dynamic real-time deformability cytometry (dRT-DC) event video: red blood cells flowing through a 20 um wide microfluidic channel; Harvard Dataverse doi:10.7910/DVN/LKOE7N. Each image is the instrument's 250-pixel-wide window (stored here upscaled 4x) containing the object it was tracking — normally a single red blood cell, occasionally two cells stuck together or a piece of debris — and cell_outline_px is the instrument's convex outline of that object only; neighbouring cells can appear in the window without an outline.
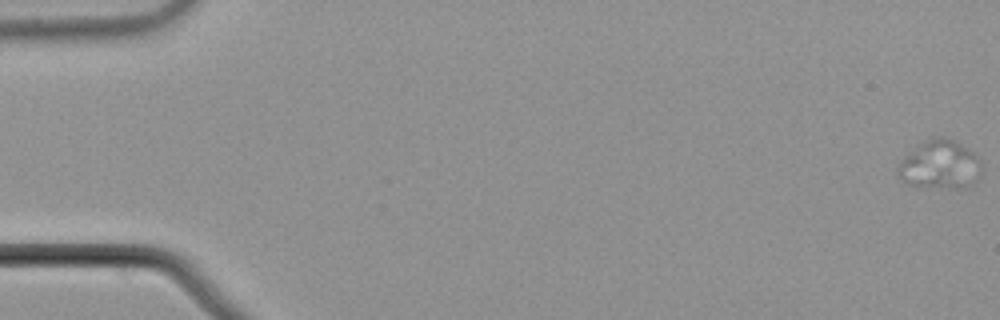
{"species": "common noctule bat (a hibernating species)", "species_latin": "Nyctalus noctula", "temperature_condition": "cold", "stored_images_in_passage": 44, "camera_frame_rate_fps": 3000, "um_per_image_px": 0.085, "animal": {"sex": "male", "body_mass_g": 21.5, "forearm_length_mm": 52.0}, "frame": {"image": 1, "passage_image": 1, "time_ms": 0.0, "image_size_px": [1000, 320], "cell_outline_px": [[976, 160], [972, 184], [956, 188], [908, 184], [900, 180], [896, 172], [896, 168], [904, 156], [932, 136], [944, 136], [956, 140], [972, 152], [976, 156]], "centroid_in_image_um": [79.75, 13.96], "position_along_channel_um": 5.2, "area_um2": 22.6}}